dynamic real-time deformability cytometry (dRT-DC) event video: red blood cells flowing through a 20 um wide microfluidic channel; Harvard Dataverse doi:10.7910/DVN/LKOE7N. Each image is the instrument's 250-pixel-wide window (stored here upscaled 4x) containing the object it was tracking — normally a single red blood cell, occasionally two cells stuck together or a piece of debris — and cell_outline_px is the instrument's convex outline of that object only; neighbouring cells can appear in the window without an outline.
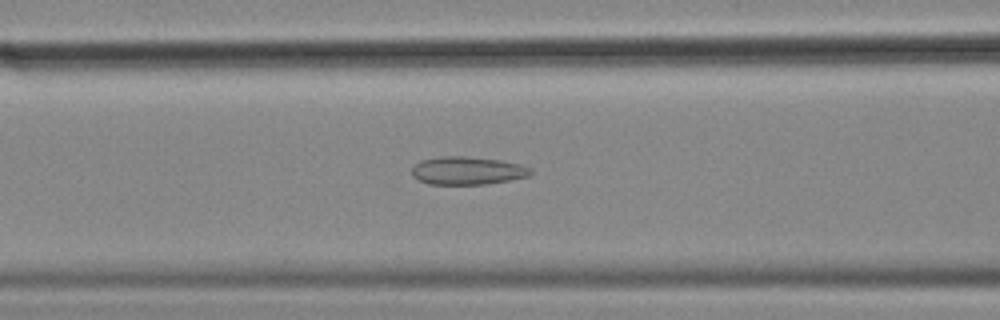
{"species": "common noctule bat (a hibernating species)", "species_latin": "Nyctalus noctula", "temperature_condition": "cold", "stored_images_in_passage": 32, "camera_frame_rate_fps": 3000, "um_per_image_px": 0.085, "animal": {"sex": "female", "body_mass_g": 18.4}, "frame": {"image": 1, "passage_image": 9, "time_ms": 2.667, "image_size_px": [1000, 320], "cell_outline_px": [[532, 176], [484, 184], [428, 184], [412, 176], [412, 168], [420, 160], [444, 156], [464, 156], [500, 160], [520, 164], [532, 168]], "centroid_in_image_um": [39.75, 14.5], "position_along_channel_um": 126.8, "area_um2": 19.36}}
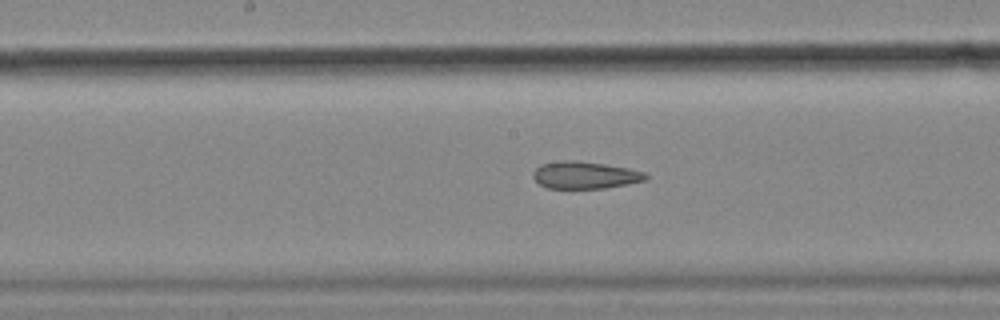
{"frame": {"image": 2, "passage_image": 15, "time_ms": 4.667, "image_size_px": [1000, 320], "cell_outline_px": [[648, 180], [628, 184], [604, 188], [548, 188], [540, 184], [532, 176], [532, 172], [536, 168], [544, 164], [560, 160], [576, 160], [604, 164], [628, 168], [644, 172], [648, 176]], "centroid_in_image_um": [49.74, 14.88], "position_along_channel_um": 198.5, "area_um2": 17.8}}
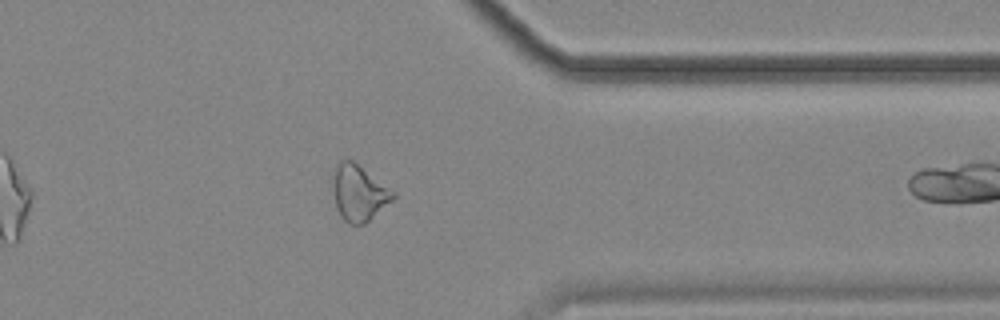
{"frame": {"image": 3, "passage_image": 31, "time_ms": 10.0, "image_size_px": [1000, 320], "cell_outline_px": [[396, 196], [392, 200], [364, 224], [348, 224], [340, 216], [336, 208], [336, 168], [340, 160], [352, 160], [396, 192]], "centroid_in_image_um": [30.56, 16.43], "position_along_channel_um": 380.8, "area_um2": 18.79}}